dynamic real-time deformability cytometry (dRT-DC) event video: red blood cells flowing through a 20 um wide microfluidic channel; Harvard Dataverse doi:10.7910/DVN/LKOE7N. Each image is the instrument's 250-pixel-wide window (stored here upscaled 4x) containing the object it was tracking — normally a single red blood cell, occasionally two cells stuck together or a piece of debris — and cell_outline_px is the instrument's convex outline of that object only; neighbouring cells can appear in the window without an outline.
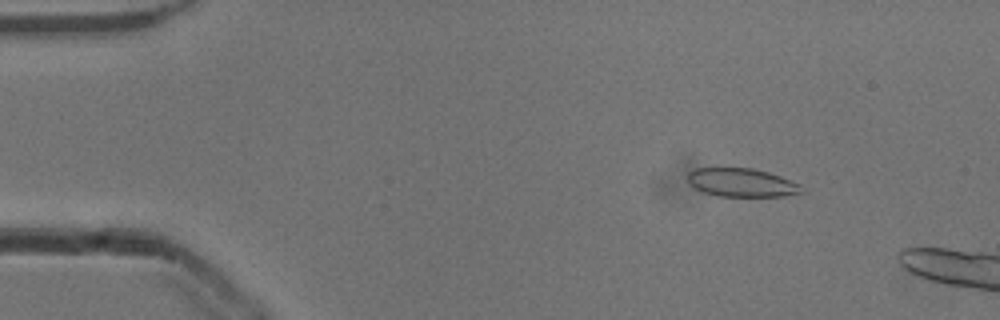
{"species": "common noctule bat (a hibernating species)", "species_latin": "Nyctalus noctula", "temperature_condition": "cold", "stored_images_in_passage": 11, "camera_frame_rate_fps": 3000, "um_per_image_px": 0.085, "animal": {"sex": "male", "body_mass_g": 13.3}, "frame": {"image": 1, "passage_image": 7, "time_ms": 2.0, "image_size_px": [1000, 320], "cell_outline_px": [[804, 192], [784, 196], [716, 196], [704, 192], [688, 184], [688, 172], [696, 168], [752, 168], [768, 172], [780, 176], [800, 184], [804, 188]], "centroid_in_image_um": [63.05, 15.52], "position_along_channel_um": 22.0, "area_um2": 18.96}}